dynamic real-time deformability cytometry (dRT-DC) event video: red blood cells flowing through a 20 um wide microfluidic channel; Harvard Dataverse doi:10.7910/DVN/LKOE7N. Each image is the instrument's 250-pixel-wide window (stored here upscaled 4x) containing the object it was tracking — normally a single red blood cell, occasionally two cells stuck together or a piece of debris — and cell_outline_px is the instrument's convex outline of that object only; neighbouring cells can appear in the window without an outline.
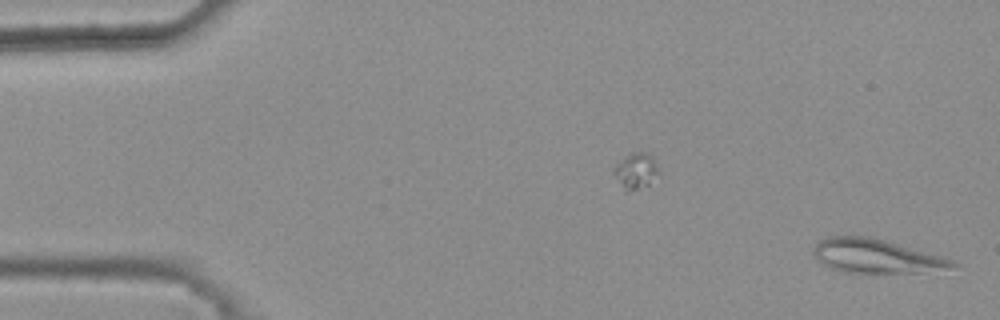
{"species": "common noctule bat (a hibernating species)", "species_latin": "Nyctalus noctula", "temperature_condition": "warm", "stored_images_in_passage": 44, "camera_frame_rate_fps": 3000, "um_per_image_px": 0.085, "animal": {"sex": "female", "body_mass_g": 25.1}, "frame": {"image": 1, "passage_image": 1, "time_ms": 0.0, "image_size_px": [1000, 320], "cell_outline_px": [[960, 264], [948, 268], [916, 272], [844, 272], [832, 268], [824, 264], [812, 252], [812, 248], [820, 240], [828, 236], [872, 236], [940, 256], [952, 260]], "centroid_in_image_um": [74.42, 21.74], "position_along_channel_um": 10.6, "area_um2": 26.88}}
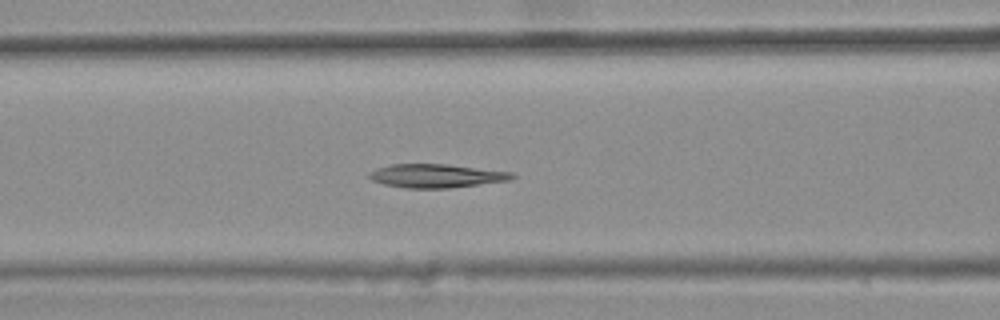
{"frame": {"image": 2, "passage_image": 21, "time_ms": 6.667, "image_size_px": [1000, 320], "cell_outline_px": [[516, 176], [508, 180], [480, 184], [448, 188], [404, 188], [384, 184], [372, 180], [368, 176], [376, 168], [392, 164], [448, 164], [512, 172]], "centroid_in_image_um": [37.08, 14.94], "position_along_channel_um": 129.5, "area_um2": 19.48}}
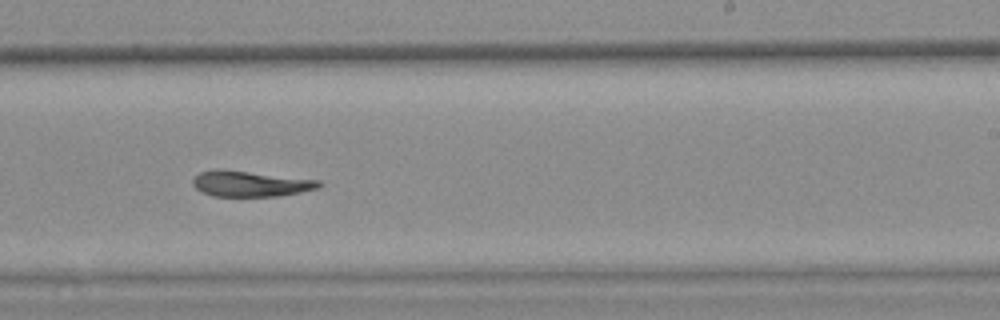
{"frame": {"image": 3, "passage_image": 32, "time_ms": 10.333, "image_size_px": [1000, 320], "cell_outline_px": [[324, 184], [320, 188], [300, 192], [276, 196], [212, 196], [200, 192], [192, 184], [192, 180], [200, 172], [216, 168], [220, 168], [320, 180]], "centroid_in_image_um": [21.28, 15.61], "position_along_channel_um": 267.7, "area_um2": 19.13}}